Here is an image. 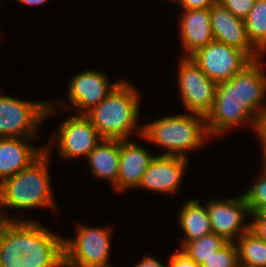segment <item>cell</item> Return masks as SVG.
Listing matches in <instances>:
<instances>
[{"mask_svg": "<svg viewBox=\"0 0 266 267\" xmlns=\"http://www.w3.org/2000/svg\"><path fill=\"white\" fill-rule=\"evenodd\" d=\"M21 220H0V261L22 257Z\"/></svg>", "mask_w": 266, "mask_h": 267, "instance_id": "44dd1931", "label": "cell"}, {"mask_svg": "<svg viewBox=\"0 0 266 267\" xmlns=\"http://www.w3.org/2000/svg\"><path fill=\"white\" fill-rule=\"evenodd\" d=\"M55 136L58 138L59 155L64 159L87 157L103 139L84 114L65 119Z\"/></svg>", "mask_w": 266, "mask_h": 267, "instance_id": "30bf717a", "label": "cell"}, {"mask_svg": "<svg viewBox=\"0 0 266 267\" xmlns=\"http://www.w3.org/2000/svg\"><path fill=\"white\" fill-rule=\"evenodd\" d=\"M251 188L242 193L251 214L255 213L262 205L266 204V168Z\"/></svg>", "mask_w": 266, "mask_h": 267, "instance_id": "d4e9b609", "label": "cell"}, {"mask_svg": "<svg viewBox=\"0 0 266 267\" xmlns=\"http://www.w3.org/2000/svg\"><path fill=\"white\" fill-rule=\"evenodd\" d=\"M136 90L121 80L104 100L84 114L103 139L128 140L138 128L140 94Z\"/></svg>", "mask_w": 266, "mask_h": 267, "instance_id": "3957f363", "label": "cell"}, {"mask_svg": "<svg viewBox=\"0 0 266 267\" xmlns=\"http://www.w3.org/2000/svg\"><path fill=\"white\" fill-rule=\"evenodd\" d=\"M261 60H252L228 81L217 83L215 100L206 115L209 136L221 135L241 123L256 121L266 109V74Z\"/></svg>", "mask_w": 266, "mask_h": 267, "instance_id": "6da1fadb", "label": "cell"}, {"mask_svg": "<svg viewBox=\"0 0 266 267\" xmlns=\"http://www.w3.org/2000/svg\"><path fill=\"white\" fill-rule=\"evenodd\" d=\"M250 230L266 242V218H253Z\"/></svg>", "mask_w": 266, "mask_h": 267, "instance_id": "f546056e", "label": "cell"}, {"mask_svg": "<svg viewBox=\"0 0 266 267\" xmlns=\"http://www.w3.org/2000/svg\"><path fill=\"white\" fill-rule=\"evenodd\" d=\"M249 41L263 55L266 51V0H255L245 19Z\"/></svg>", "mask_w": 266, "mask_h": 267, "instance_id": "7402d4cb", "label": "cell"}, {"mask_svg": "<svg viewBox=\"0 0 266 267\" xmlns=\"http://www.w3.org/2000/svg\"><path fill=\"white\" fill-rule=\"evenodd\" d=\"M154 158L146 148L133 141L120 140L117 192L138 188L143 174Z\"/></svg>", "mask_w": 266, "mask_h": 267, "instance_id": "9a60e30c", "label": "cell"}, {"mask_svg": "<svg viewBox=\"0 0 266 267\" xmlns=\"http://www.w3.org/2000/svg\"><path fill=\"white\" fill-rule=\"evenodd\" d=\"M178 83L182 103L189 113L206 117L211 111L217 83L211 80L191 57H183L179 63Z\"/></svg>", "mask_w": 266, "mask_h": 267, "instance_id": "ba28073f", "label": "cell"}, {"mask_svg": "<svg viewBox=\"0 0 266 267\" xmlns=\"http://www.w3.org/2000/svg\"><path fill=\"white\" fill-rule=\"evenodd\" d=\"M20 3L27 4V5H41L46 3L48 0H18Z\"/></svg>", "mask_w": 266, "mask_h": 267, "instance_id": "836d02e7", "label": "cell"}, {"mask_svg": "<svg viewBox=\"0 0 266 267\" xmlns=\"http://www.w3.org/2000/svg\"><path fill=\"white\" fill-rule=\"evenodd\" d=\"M206 207L211 220L212 232L223 237L227 242H235L237 239L250 229V223L244 224V217L250 211L241 194L237 198L227 200H209Z\"/></svg>", "mask_w": 266, "mask_h": 267, "instance_id": "8fae6325", "label": "cell"}, {"mask_svg": "<svg viewBox=\"0 0 266 267\" xmlns=\"http://www.w3.org/2000/svg\"><path fill=\"white\" fill-rule=\"evenodd\" d=\"M120 140L102 139L87 156L88 166L97 178L108 180L117 191Z\"/></svg>", "mask_w": 266, "mask_h": 267, "instance_id": "ac0fdd59", "label": "cell"}, {"mask_svg": "<svg viewBox=\"0 0 266 267\" xmlns=\"http://www.w3.org/2000/svg\"><path fill=\"white\" fill-rule=\"evenodd\" d=\"M210 22L214 40L244 51L252 60L261 59V53L248 39L245 20L237 18L224 6L210 7Z\"/></svg>", "mask_w": 266, "mask_h": 267, "instance_id": "7c38bea8", "label": "cell"}, {"mask_svg": "<svg viewBox=\"0 0 266 267\" xmlns=\"http://www.w3.org/2000/svg\"><path fill=\"white\" fill-rule=\"evenodd\" d=\"M137 130L146 141L167 149L161 155L186 159L187 151L198 149L206 140L205 137H210L205 116L195 113L163 116Z\"/></svg>", "mask_w": 266, "mask_h": 267, "instance_id": "277c9868", "label": "cell"}, {"mask_svg": "<svg viewBox=\"0 0 266 267\" xmlns=\"http://www.w3.org/2000/svg\"><path fill=\"white\" fill-rule=\"evenodd\" d=\"M63 240L38 221L22 219L23 267H64Z\"/></svg>", "mask_w": 266, "mask_h": 267, "instance_id": "52a82bcc", "label": "cell"}, {"mask_svg": "<svg viewBox=\"0 0 266 267\" xmlns=\"http://www.w3.org/2000/svg\"><path fill=\"white\" fill-rule=\"evenodd\" d=\"M217 3V0H181L183 10L208 9Z\"/></svg>", "mask_w": 266, "mask_h": 267, "instance_id": "f1b7e54d", "label": "cell"}, {"mask_svg": "<svg viewBox=\"0 0 266 267\" xmlns=\"http://www.w3.org/2000/svg\"><path fill=\"white\" fill-rule=\"evenodd\" d=\"M0 267H23V257H18V260L0 261Z\"/></svg>", "mask_w": 266, "mask_h": 267, "instance_id": "1f68e13d", "label": "cell"}, {"mask_svg": "<svg viewBox=\"0 0 266 267\" xmlns=\"http://www.w3.org/2000/svg\"><path fill=\"white\" fill-rule=\"evenodd\" d=\"M239 265L246 267H266V242L250 229L236 242Z\"/></svg>", "mask_w": 266, "mask_h": 267, "instance_id": "ffe728a7", "label": "cell"}, {"mask_svg": "<svg viewBox=\"0 0 266 267\" xmlns=\"http://www.w3.org/2000/svg\"><path fill=\"white\" fill-rule=\"evenodd\" d=\"M52 103L0 95V138H36L37 125L55 110Z\"/></svg>", "mask_w": 266, "mask_h": 267, "instance_id": "5b68a950", "label": "cell"}, {"mask_svg": "<svg viewBox=\"0 0 266 267\" xmlns=\"http://www.w3.org/2000/svg\"><path fill=\"white\" fill-rule=\"evenodd\" d=\"M136 267H166L160 261L151 256H144L143 259L136 264Z\"/></svg>", "mask_w": 266, "mask_h": 267, "instance_id": "4dcf8cb0", "label": "cell"}, {"mask_svg": "<svg viewBox=\"0 0 266 267\" xmlns=\"http://www.w3.org/2000/svg\"><path fill=\"white\" fill-rule=\"evenodd\" d=\"M200 267H239L236 242H227L207 260H204Z\"/></svg>", "mask_w": 266, "mask_h": 267, "instance_id": "cb8c5ba5", "label": "cell"}, {"mask_svg": "<svg viewBox=\"0 0 266 267\" xmlns=\"http://www.w3.org/2000/svg\"><path fill=\"white\" fill-rule=\"evenodd\" d=\"M197 200H189L183 205L178 216L181 230L185 234L182 243L195 241L212 233L211 220L207 207H203Z\"/></svg>", "mask_w": 266, "mask_h": 267, "instance_id": "d6986e66", "label": "cell"}, {"mask_svg": "<svg viewBox=\"0 0 266 267\" xmlns=\"http://www.w3.org/2000/svg\"><path fill=\"white\" fill-rule=\"evenodd\" d=\"M110 236V228L78 225L76 238L63 240L64 267H113Z\"/></svg>", "mask_w": 266, "mask_h": 267, "instance_id": "8992f818", "label": "cell"}, {"mask_svg": "<svg viewBox=\"0 0 266 267\" xmlns=\"http://www.w3.org/2000/svg\"><path fill=\"white\" fill-rule=\"evenodd\" d=\"M51 144L28 167L0 184V208L16 209L48 207L56 211L49 177ZM0 220H14L0 212Z\"/></svg>", "mask_w": 266, "mask_h": 267, "instance_id": "7a4b0ae2", "label": "cell"}, {"mask_svg": "<svg viewBox=\"0 0 266 267\" xmlns=\"http://www.w3.org/2000/svg\"><path fill=\"white\" fill-rule=\"evenodd\" d=\"M32 138H0V184L28 167L44 151L32 147L28 140Z\"/></svg>", "mask_w": 266, "mask_h": 267, "instance_id": "e0dca14e", "label": "cell"}, {"mask_svg": "<svg viewBox=\"0 0 266 267\" xmlns=\"http://www.w3.org/2000/svg\"><path fill=\"white\" fill-rule=\"evenodd\" d=\"M251 218H266V204L262 205L255 213L250 214Z\"/></svg>", "mask_w": 266, "mask_h": 267, "instance_id": "d6a6232c", "label": "cell"}, {"mask_svg": "<svg viewBox=\"0 0 266 267\" xmlns=\"http://www.w3.org/2000/svg\"><path fill=\"white\" fill-rule=\"evenodd\" d=\"M183 11L184 13L181 14V19H179V30L181 44L187 55L182 57H191L200 48L214 41L210 22V8Z\"/></svg>", "mask_w": 266, "mask_h": 267, "instance_id": "2e32d148", "label": "cell"}, {"mask_svg": "<svg viewBox=\"0 0 266 267\" xmlns=\"http://www.w3.org/2000/svg\"><path fill=\"white\" fill-rule=\"evenodd\" d=\"M109 83L107 75L97 70H87L71 78L68 99L79 114H85L97 106L119 83Z\"/></svg>", "mask_w": 266, "mask_h": 267, "instance_id": "4fadbf2b", "label": "cell"}, {"mask_svg": "<svg viewBox=\"0 0 266 267\" xmlns=\"http://www.w3.org/2000/svg\"><path fill=\"white\" fill-rule=\"evenodd\" d=\"M188 160L178 156L156 155L142 176L138 188L150 191L177 193Z\"/></svg>", "mask_w": 266, "mask_h": 267, "instance_id": "5bb4252c", "label": "cell"}, {"mask_svg": "<svg viewBox=\"0 0 266 267\" xmlns=\"http://www.w3.org/2000/svg\"><path fill=\"white\" fill-rule=\"evenodd\" d=\"M226 243L227 241L223 237L212 232L198 240L181 243V250L200 266L204 260H207Z\"/></svg>", "mask_w": 266, "mask_h": 267, "instance_id": "603a6c76", "label": "cell"}, {"mask_svg": "<svg viewBox=\"0 0 266 267\" xmlns=\"http://www.w3.org/2000/svg\"><path fill=\"white\" fill-rule=\"evenodd\" d=\"M191 58L216 83L228 81L252 61L244 51L215 40Z\"/></svg>", "mask_w": 266, "mask_h": 267, "instance_id": "9c48e42d", "label": "cell"}, {"mask_svg": "<svg viewBox=\"0 0 266 267\" xmlns=\"http://www.w3.org/2000/svg\"><path fill=\"white\" fill-rule=\"evenodd\" d=\"M217 3L231 11L237 18L245 20L255 0H217Z\"/></svg>", "mask_w": 266, "mask_h": 267, "instance_id": "484cf974", "label": "cell"}, {"mask_svg": "<svg viewBox=\"0 0 266 267\" xmlns=\"http://www.w3.org/2000/svg\"><path fill=\"white\" fill-rule=\"evenodd\" d=\"M255 132L258 134V137L261 140L260 143L263 151L262 167L266 168V109L256 121Z\"/></svg>", "mask_w": 266, "mask_h": 267, "instance_id": "4316f807", "label": "cell"}, {"mask_svg": "<svg viewBox=\"0 0 266 267\" xmlns=\"http://www.w3.org/2000/svg\"><path fill=\"white\" fill-rule=\"evenodd\" d=\"M169 267H200L185 252L177 250L170 255Z\"/></svg>", "mask_w": 266, "mask_h": 267, "instance_id": "83f0119b", "label": "cell"}]
</instances>
